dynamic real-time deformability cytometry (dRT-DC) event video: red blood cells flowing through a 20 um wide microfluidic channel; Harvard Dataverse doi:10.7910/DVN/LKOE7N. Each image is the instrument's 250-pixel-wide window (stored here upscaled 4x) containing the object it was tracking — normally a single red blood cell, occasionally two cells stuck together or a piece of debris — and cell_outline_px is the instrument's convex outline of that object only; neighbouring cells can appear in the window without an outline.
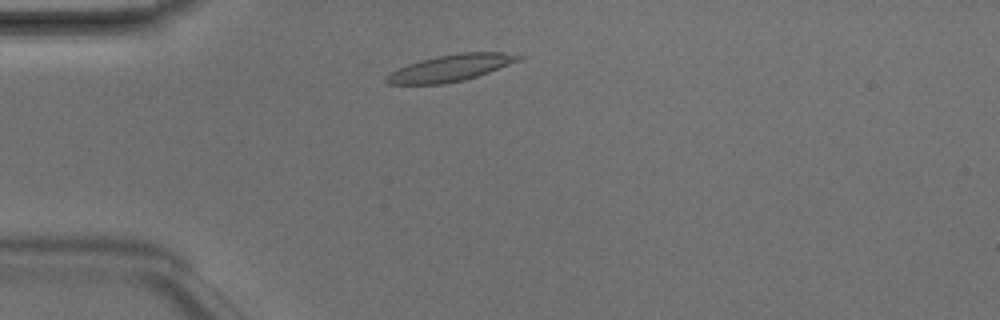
{"species": "Egyptian fruit bat (a non-hibernating species)", "species_latin": "Rousettus aegyptiacus", "temperature_condition": "room temperature", "stored_images_in_passage": 41, "camera_frame_rate_fps": 3000, "um_per_image_px": 0.085, "animal": {"sex": "male"}, "frame": {"image": 1, "passage_image": 5, "time_ms": 1.333, "image_size_px": [1000, 320], "cell_outline_px": [[524, 56], [520, 60], [488, 72], [464, 80], [444, 84], [388, 84], [384, 80], [384, 76], [408, 64], [420, 60], [440, 56], [464, 52], [504, 52]], "centroid_in_image_um": [38.29, 5.78], "position_along_channel_um": 46.7, "area_um2": 20.23}}
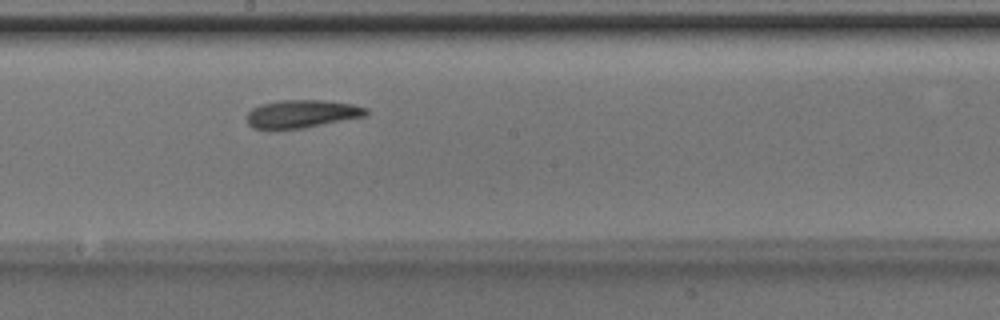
{"frame": {"image": 2, "passage_image": 19, "time_ms": 6.0, "image_size_px": [1000, 320], "cell_outline_px": [[372, 112], [368, 116], [304, 128], [268, 132], [252, 128], [244, 120], [244, 116], [252, 108], [260, 104], [280, 100], [324, 100], [352, 104], [368, 108]], "centroid_in_image_um": [25.6, 9.72], "position_along_channel_um": 222.6, "area_um2": 20.52}}
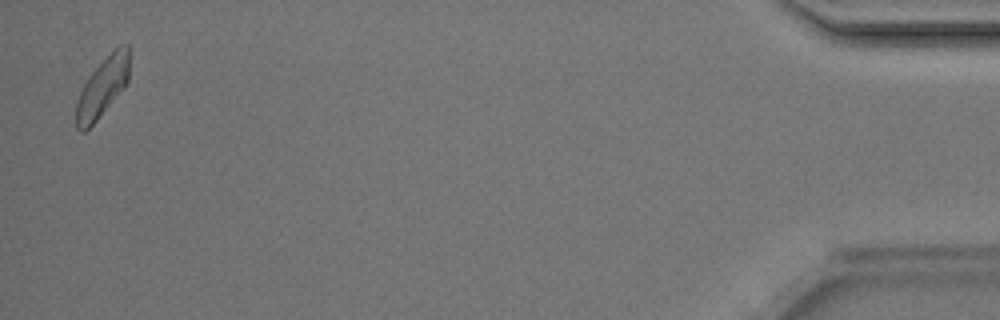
{"frame": {"image": 3, "passage_image": 40, "time_ms": 13.0, "image_size_px": [1000, 320], "cell_outline_px": [[128, 80], [96, 120], [84, 132], [80, 132], [76, 128], [76, 104], [80, 92], [84, 84], [92, 72], [120, 44], [128, 44]], "centroid_in_image_um": [8.67, 7.43], "position_along_channel_um": 426.5, "area_um2": 17.46}, "authors_computed_cell_mechanics": {"area_um2": 19.363, "velocity_mm_per_s": 4.1631, "shape_relaxation_time_tau1_ms": 3.7092, "shape_relaxation_time_tau2_ms": 1.5974, "deformation_change_tau1": 0.1403, "deformation_change_tau2": 0.0794}}